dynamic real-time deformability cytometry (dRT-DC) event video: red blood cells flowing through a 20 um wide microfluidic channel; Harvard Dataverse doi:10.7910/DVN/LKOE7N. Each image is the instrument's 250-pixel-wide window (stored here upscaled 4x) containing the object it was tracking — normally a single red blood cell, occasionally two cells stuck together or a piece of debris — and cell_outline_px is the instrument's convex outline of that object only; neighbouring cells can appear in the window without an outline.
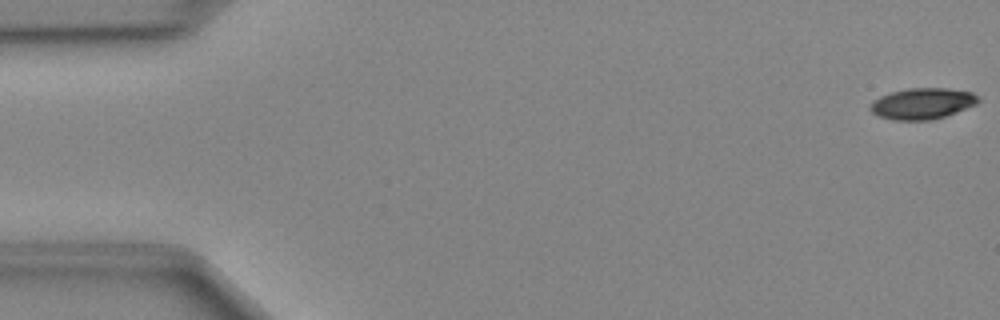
{"species": "Egyptian fruit bat (a non-hibernating species)", "species_latin": "Rousettus aegyptiacus", "temperature_condition": "cold", "stored_images_in_passage": 11, "camera_frame_rate_fps": 3000, "um_per_image_px": 0.085, "animal": {"sex": "female"}, "frame": {"image": 1, "passage_image": 1, "time_ms": 0.0, "image_size_px": [1000, 320], "cell_outline_px": [[980, 100], [976, 104], [956, 112], [932, 120], [892, 120], [880, 116], [872, 112], [868, 108], [872, 100], [880, 96], [892, 92], [908, 88], [948, 88], [972, 92]], "centroid_in_image_um": [78.37, 8.8], "position_along_channel_um": 6.6, "area_um2": 19.54}}